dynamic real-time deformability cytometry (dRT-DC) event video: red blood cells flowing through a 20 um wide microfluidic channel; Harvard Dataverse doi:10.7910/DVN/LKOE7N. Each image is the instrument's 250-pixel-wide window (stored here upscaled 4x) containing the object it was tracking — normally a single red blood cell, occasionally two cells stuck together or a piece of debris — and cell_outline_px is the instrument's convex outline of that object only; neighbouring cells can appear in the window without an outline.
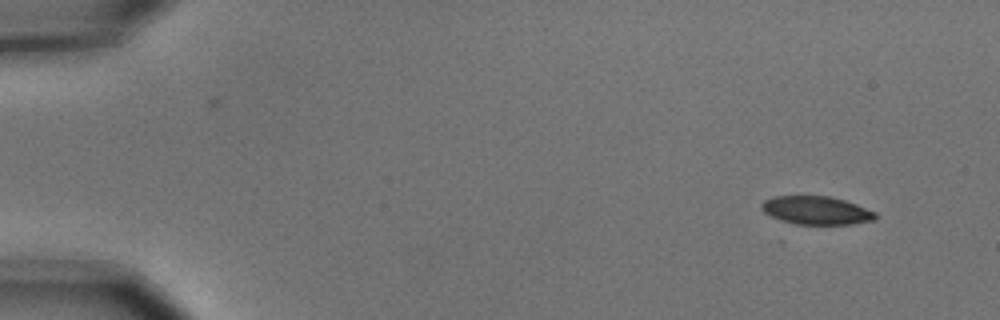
{"species": "common noctule bat (a hibernating species)", "species_latin": "Nyctalus noctula", "temperature_condition": "cold", "stored_images_in_passage": 5, "camera_frame_rate_fps": 3000, "um_per_image_px": 0.085, "animal": {"sex": "male", "body_mass_g": 15.6}, "frame": {"image": 1, "passage_image": 2, "time_ms": 0.333, "image_size_px": [1000, 320], "cell_outline_px": [[880, 216], [876, 220], [852, 224], [796, 224], [780, 220], [764, 212], [760, 208], [760, 204], [764, 200], [772, 196], [828, 196], [844, 200], [856, 204], [876, 212]], "centroid_in_image_um": [69.41, 17.88], "position_along_channel_um": 15.6, "area_um2": 18.9}}
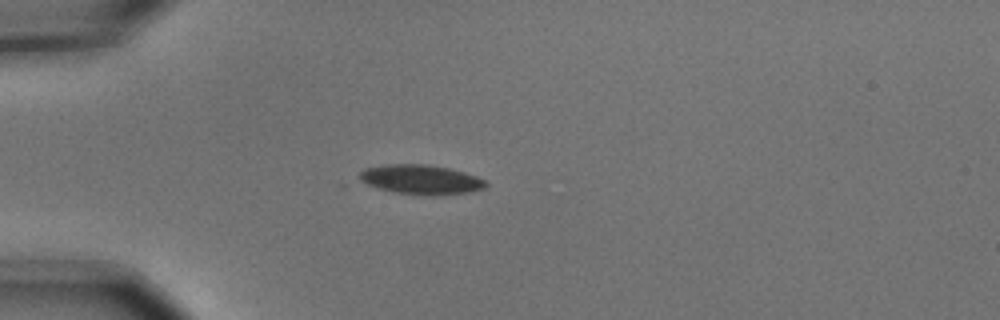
{"frame": {"image": 2, "passage_image": 5, "time_ms": 1.333, "image_size_px": [1000, 320], "cell_outline_px": [[488, 184], [484, 188], [468, 192], [436, 196], [428, 196], [396, 192], [376, 188], [360, 180], [360, 172], [364, 168], [384, 164], [428, 164], [448, 168], [464, 172], [488, 180]], "centroid_in_image_um": [35.8, 15.26], "position_along_channel_um": 49.2, "area_um2": 21.91}}